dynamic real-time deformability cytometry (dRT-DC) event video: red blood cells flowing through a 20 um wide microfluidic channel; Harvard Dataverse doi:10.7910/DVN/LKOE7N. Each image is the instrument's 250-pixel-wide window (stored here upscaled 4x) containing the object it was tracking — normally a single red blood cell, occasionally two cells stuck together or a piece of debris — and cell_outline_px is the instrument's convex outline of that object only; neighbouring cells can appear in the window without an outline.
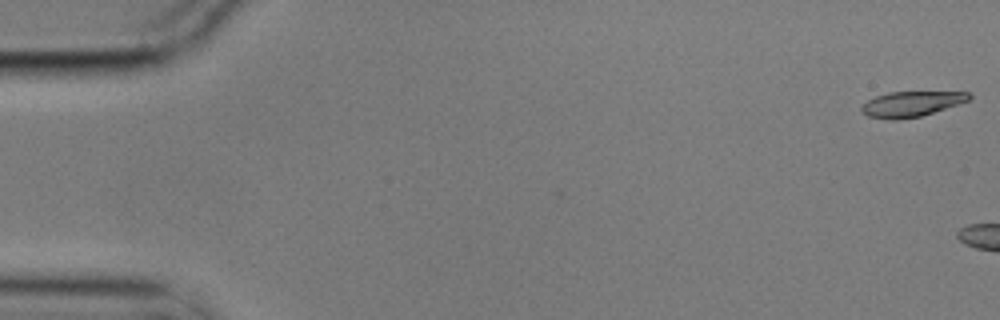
{"species": "common noctule bat (a hibernating species)", "species_latin": "Nyctalus noctula", "temperature_condition": "cold", "stored_images_in_passage": 3, "camera_frame_rate_fps": 3000, "um_per_image_px": 0.085, "animal": {"sex": "male", "body_mass_g": 17.9}, "frame": {"image": 1, "passage_image": 1, "time_ms": 0.0, "image_size_px": [1000, 320], "cell_outline_px": [[972, 96], [968, 100], [920, 116], [896, 120], [892, 120], [868, 116], [860, 112], [860, 108], [868, 100], [876, 96], [888, 92], [968, 92]], "centroid_in_image_um": [77.4, 8.84], "position_along_channel_um": 7.6, "area_um2": 15.55}}